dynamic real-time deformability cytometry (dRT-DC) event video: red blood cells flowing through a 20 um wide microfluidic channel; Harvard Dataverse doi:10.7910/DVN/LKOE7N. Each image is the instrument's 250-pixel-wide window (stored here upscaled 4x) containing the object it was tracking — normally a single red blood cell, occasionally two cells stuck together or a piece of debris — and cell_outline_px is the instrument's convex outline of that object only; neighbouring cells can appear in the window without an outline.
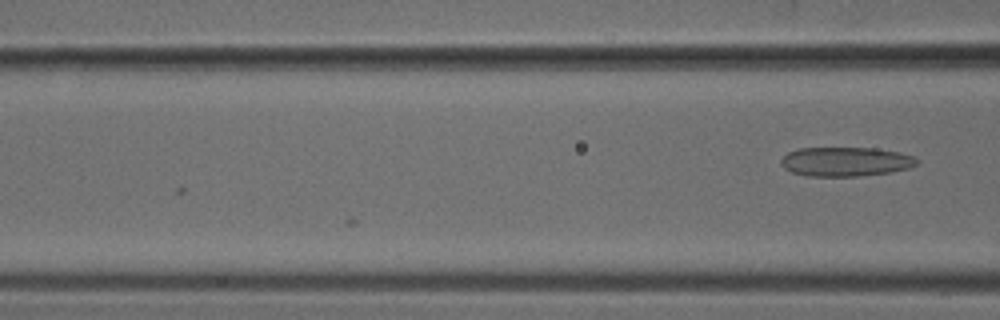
{"species": "common noctule bat (a hibernating species)", "species_latin": "Nyctalus noctula", "temperature_condition": "cold", "stored_images_in_passage": 4, "camera_frame_rate_fps": 3000, "um_per_image_px": 0.085, "animal": {"sex": "male", "body_mass_g": 18.8}, "frame": {"image": 1, "passage_image": 4, "time_ms": 1.0, "image_size_px": [1000, 320], "cell_outline_px": [[920, 160], [916, 164], [908, 168], [892, 172], [860, 176], [808, 176], [792, 172], [784, 168], [780, 164], [780, 160], [788, 152], [800, 148], [876, 148], [896, 152], [912, 156]], "centroid_in_image_um": [71.86, 13.74], "position_along_channel_um": 94.7, "area_um2": 23.12}}